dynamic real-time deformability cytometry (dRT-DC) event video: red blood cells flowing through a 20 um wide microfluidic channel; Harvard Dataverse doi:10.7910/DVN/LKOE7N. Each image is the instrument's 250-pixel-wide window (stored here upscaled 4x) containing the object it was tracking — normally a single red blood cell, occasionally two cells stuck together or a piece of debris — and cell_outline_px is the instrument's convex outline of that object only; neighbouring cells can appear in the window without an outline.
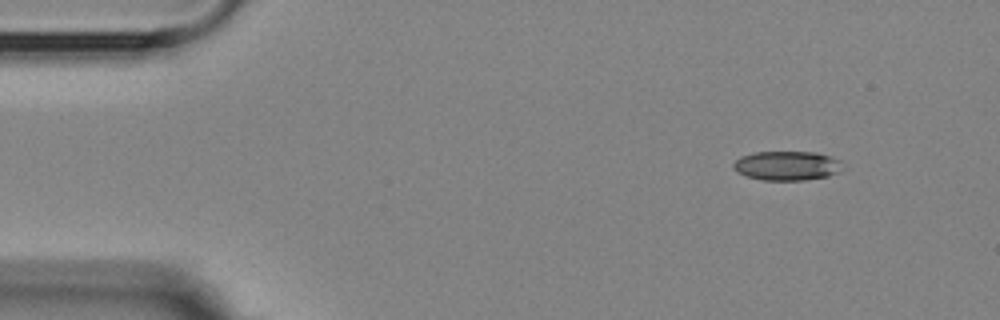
{"species": "Egyptian fruit bat (a non-hibernating species)", "species_latin": "Rousettus aegyptiacus", "temperature_condition": "room temperature", "stored_images_in_passage": 4, "camera_frame_rate_fps": 3000, "um_per_image_px": 0.085, "animal": {"sex": "female"}, "frame": {"image": 1, "passage_image": 1, "time_ms": 0.0, "image_size_px": [1000, 320], "cell_outline_px": [[844, 168], [840, 172], [828, 176], [804, 180], [764, 180], [748, 176], [736, 172], [732, 168], [732, 164], [740, 156], [756, 152], [816, 152], [832, 156], [840, 160]], "centroid_in_image_um": [66.92, 14.08], "position_along_channel_um": 18.1, "area_um2": 18.84}}